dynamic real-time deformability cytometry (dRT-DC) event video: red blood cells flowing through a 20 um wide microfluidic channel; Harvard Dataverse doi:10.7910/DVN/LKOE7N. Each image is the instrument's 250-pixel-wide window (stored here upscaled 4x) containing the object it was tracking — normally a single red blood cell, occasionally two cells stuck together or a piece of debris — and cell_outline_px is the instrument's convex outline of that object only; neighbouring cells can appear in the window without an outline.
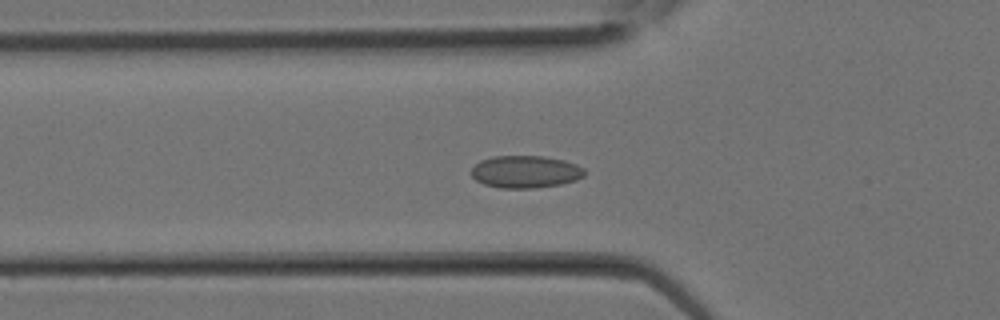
{"species": "Egyptian fruit bat (a non-hibernating species)", "species_latin": "Rousettus aegyptiacus", "temperature_condition": "room temperature", "stored_images_in_passage": 28, "camera_frame_rate_fps": 3000, "um_per_image_px": 0.085, "animal": {"sex": "female"}, "frame": {"image": 1, "passage_image": 9, "time_ms": 2.667, "image_size_px": [1000, 320], "cell_outline_px": [[584, 176], [576, 180], [560, 184], [536, 188], [500, 188], [484, 184], [476, 180], [472, 176], [472, 168], [480, 160], [492, 156], [544, 156], [564, 160], [576, 164], [584, 168]], "centroid_in_image_um": [44.66, 14.6], "position_along_channel_um": 81.1, "area_um2": 21.39}}
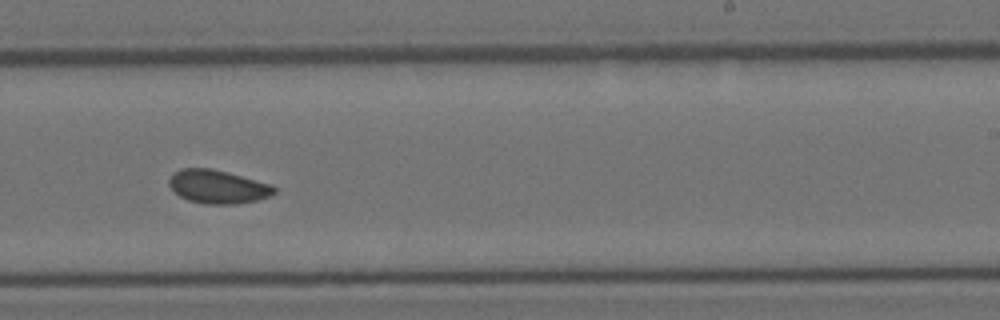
{"frame": {"image": 2, "passage_image": 17, "time_ms": 5.333, "image_size_px": [1000, 320], "cell_outline_px": [[276, 192], [268, 196], [256, 200], [236, 204], [204, 204], [188, 200], [180, 196], [168, 184], [168, 180], [180, 168], [212, 168], [228, 172], [272, 184], [276, 188]], "centroid_in_image_um": [18.52, 15.87], "position_along_channel_um": 270.5, "area_um2": 20.46}}
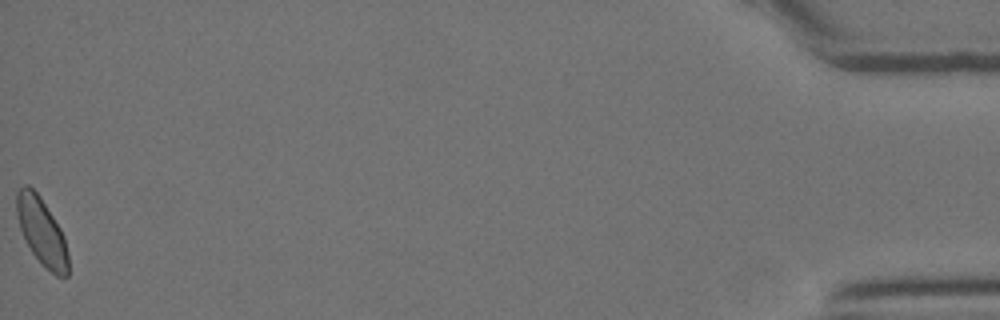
{"frame": {"image": 3, "passage_image": 28, "time_ms": 9.0, "image_size_px": [1000, 320], "cell_outline_px": [[68, 276], [56, 276], [32, 252], [20, 228], [16, 216], [16, 192], [24, 184], [28, 184], [40, 196], [60, 228], [64, 236], [68, 256]], "centroid_in_image_um": [3.53, 19.63], "position_along_channel_um": 431.7, "area_um2": 19.83}}